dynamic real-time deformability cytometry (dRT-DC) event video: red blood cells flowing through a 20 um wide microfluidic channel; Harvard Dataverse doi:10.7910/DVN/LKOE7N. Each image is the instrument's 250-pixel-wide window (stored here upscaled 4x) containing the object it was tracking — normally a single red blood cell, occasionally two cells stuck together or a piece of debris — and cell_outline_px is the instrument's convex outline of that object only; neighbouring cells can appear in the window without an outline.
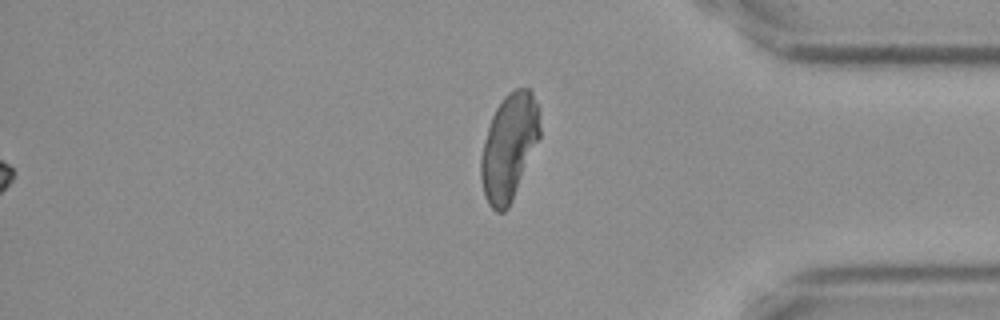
{"species": "Egyptian fruit bat (a non-hibernating species)", "species_latin": "Rousettus aegyptiacus", "temperature_condition": "cold", "stored_images_in_passage": 58, "segment_of_instrument_passage": [2, 2], "camera_frame_rate_fps": 3000, "um_per_image_px": 0.085, "frame": {"image": 1, "passage_image": 58, "time_ms": 19.0, "image_size_px": [1000, 320], "cell_outline_px": [[540, 136], [512, 200], [508, 208], [504, 212], [496, 212], [488, 204], [484, 192], [480, 176], [480, 156], [488, 124], [496, 108], [504, 96], [508, 92], [516, 88], [528, 88], [532, 92], [536, 104], [540, 128]], "centroid_in_image_um": [43.24, 12.49], "position_along_channel_um": 392.0, "area_um2": 36.24}}